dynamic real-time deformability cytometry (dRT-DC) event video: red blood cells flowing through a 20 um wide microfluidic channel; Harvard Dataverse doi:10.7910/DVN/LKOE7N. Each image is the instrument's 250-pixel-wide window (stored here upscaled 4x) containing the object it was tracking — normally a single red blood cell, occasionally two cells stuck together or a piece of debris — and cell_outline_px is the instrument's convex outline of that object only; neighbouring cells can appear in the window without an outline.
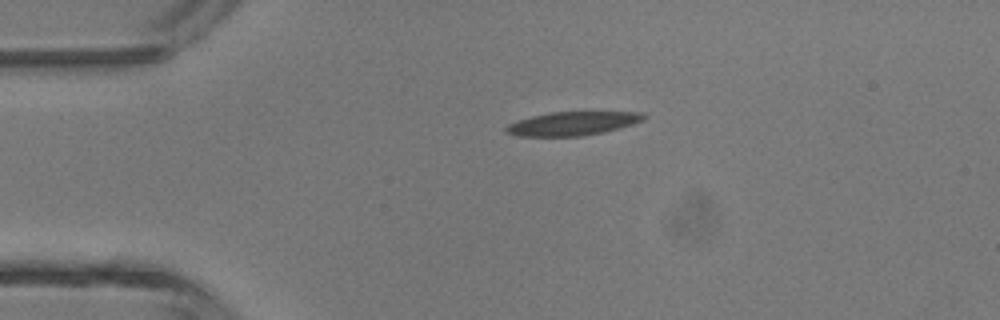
{"species": "common noctule bat (a hibernating species)", "species_latin": "Nyctalus noctula", "temperature_condition": "room temperature", "stored_images_in_passage": 3, "camera_frame_rate_fps": 3000, "um_per_image_px": 0.085, "animal": {"sex": "male", "body_mass_g": 13.3}, "frame": {"image": 1, "passage_image": 1, "time_ms": 0.0, "image_size_px": [1000, 320], "cell_outline_px": [[648, 116], [644, 120], [620, 128], [604, 132], [584, 136], [516, 136], [504, 132], [504, 128], [508, 124], [516, 120], [532, 116], [552, 112], [644, 112]], "centroid_in_image_um": [48.66, 10.5], "position_along_channel_um": 36.3, "area_um2": 19.19}}
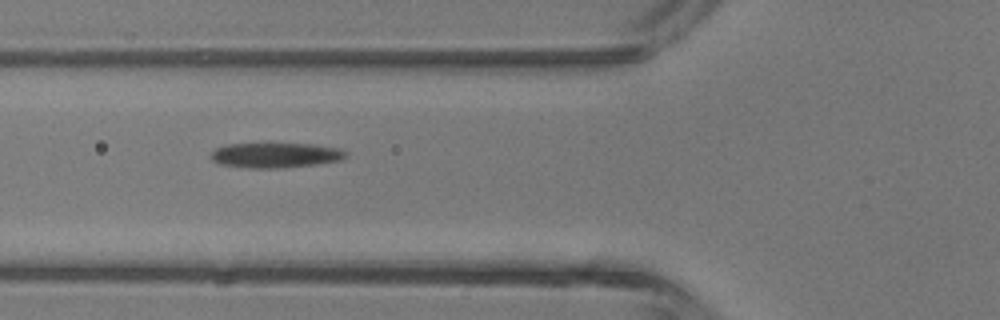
{"frame": {"image": 2, "passage_image": 3, "time_ms": 2.333, "image_size_px": [1000, 320], "cell_outline_px": [[348, 156], [340, 160], [316, 164], [276, 168], [248, 168], [220, 164], [212, 160], [208, 156], [216, 148], [228, 144], [312, 144], [340, 148], [348, 152]], "centroid_in_image_um": [23.42, 13.19], "position_along_channel_um": 102.4, "area_um2": 19.65}}